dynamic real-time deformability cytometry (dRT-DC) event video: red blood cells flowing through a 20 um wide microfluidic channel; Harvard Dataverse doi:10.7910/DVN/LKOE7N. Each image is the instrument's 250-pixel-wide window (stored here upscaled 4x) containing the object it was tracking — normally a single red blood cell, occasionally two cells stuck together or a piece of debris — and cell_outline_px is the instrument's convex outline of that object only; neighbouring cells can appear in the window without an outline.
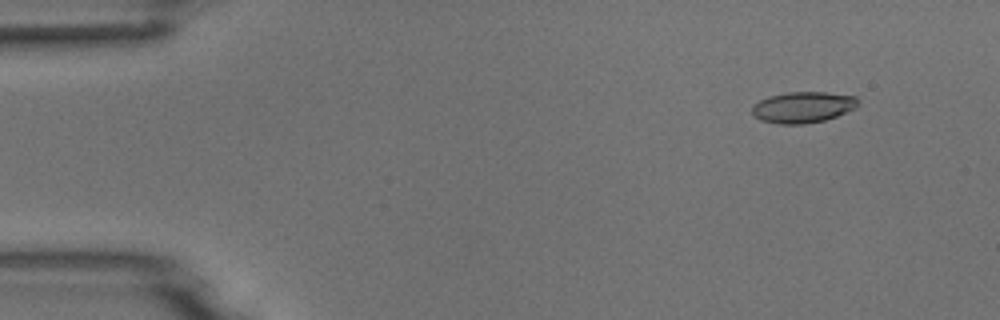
{"species": "common noctule bat (a hibernating species)", "species_latin": "Nyctalus noctula", "temperature_condition": "room temperature", "stored_images_in_passage": 5, "camera_frame_rate_fps": 3000, "um_per_image_px": 0.085, "animal": {"sex": "male", "body_mass_g": 18.8}, "frame": {"image": 1, "passage_image": 2, "time_ms": 1.0, "image_size_px": [1000, 320], "cell_outline_px": [[860, 100], [856, 108], [836, 116], [824, 120], [804, 124], [776, 124], [760, 120], [752, 116], [752, 108], [760, 100], [768, 96], [788, 92], [824, 92], [856, 96]], "centroid_in_image_um": [68.25, 9.12], "position_along_channel_um": 16.8, "area_um2": 19.31}}
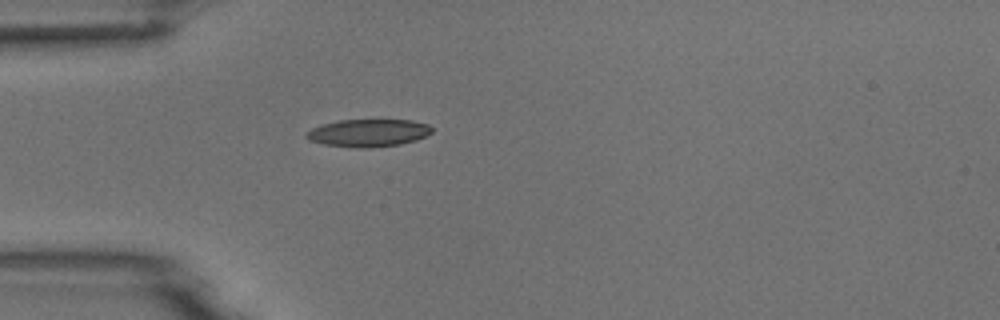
{"frame": {"image": 2, "passage_image": 5, "time_ms": 4.333, "image_size_px": [1000, 320], "cell_outline_px": [[432, 132], [416, 140], [400, 144], [368, 148], [356, 148], [324, 144], [308, 140], [304, 136], [312, 128], [324, 124], [340, 120], [412, 120], [428, 124], [432, 128]], "centroid_in_image_um": [31.31, 11.3], "position_along_channel_um": 53.7, "area_um2": 20.06}}